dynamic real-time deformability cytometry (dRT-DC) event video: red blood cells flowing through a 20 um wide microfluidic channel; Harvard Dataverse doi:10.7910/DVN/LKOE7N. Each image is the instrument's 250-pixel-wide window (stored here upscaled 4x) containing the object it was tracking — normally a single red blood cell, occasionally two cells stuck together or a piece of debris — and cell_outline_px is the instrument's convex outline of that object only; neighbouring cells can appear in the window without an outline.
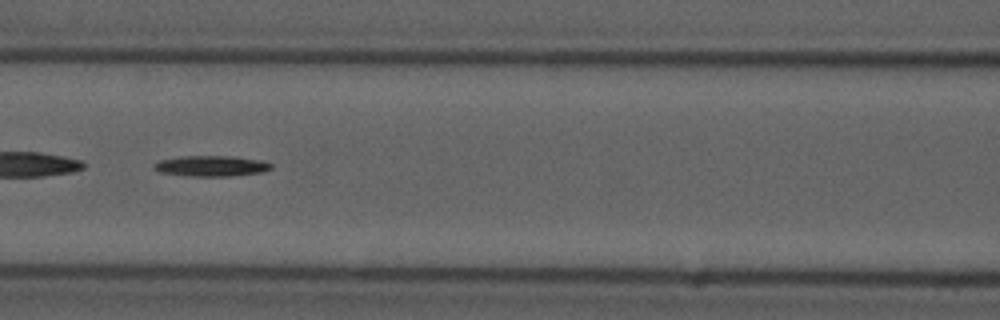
{"species": "common noctule bat (a hibernating species)", "species_latin": "Nyctalus noctula", "temperature_condition": "cold", "stored_images_in_passage": 52, "segment_of_instrument_passage": [2, 2], "camera_frame_rate_fps": 3000, "um_per_image_px": 0.085, "animal": {"sex": "male", "forearm_length_mm": 52.5}, "frame": {"image": 1, "passage_image": 23, "time_ms": 7.333, "image_size_px": [1000, 320], "cell_outline_px": [[272, 168], [260, 172], [232, 176], [184, 176], [160, 172], [152, 168], [152, 164], [160, 160], [180, 156], [228, 156], [260, 160], [272, 164]], "centroid_in_image_um": [17.89, 14.11], "position_along_channel_um": 148.7, "area_um2": 14.1}}
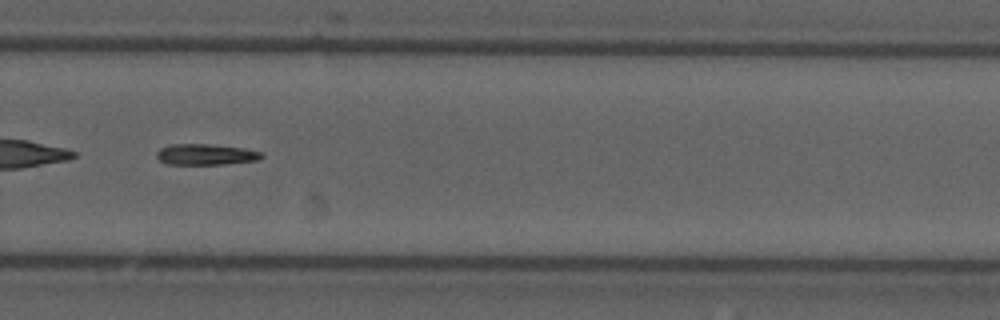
{"frame": {"image": 2, "passage_image": 36, "time_ms": 11.667, "image_size_px": [1000, 320], "cell_outline_px": [[264, 156], [260, 160], [224, 164], [168, 164], [160, 160], [156, 156], [156, 152], [160, 148], [172, 144], [204, 144], [244, 148], [264, 152]], "centroid_in_image_um": [17.53, 13.13], "position_along_channel_um": 312.3, "area_um2": 12.83}}